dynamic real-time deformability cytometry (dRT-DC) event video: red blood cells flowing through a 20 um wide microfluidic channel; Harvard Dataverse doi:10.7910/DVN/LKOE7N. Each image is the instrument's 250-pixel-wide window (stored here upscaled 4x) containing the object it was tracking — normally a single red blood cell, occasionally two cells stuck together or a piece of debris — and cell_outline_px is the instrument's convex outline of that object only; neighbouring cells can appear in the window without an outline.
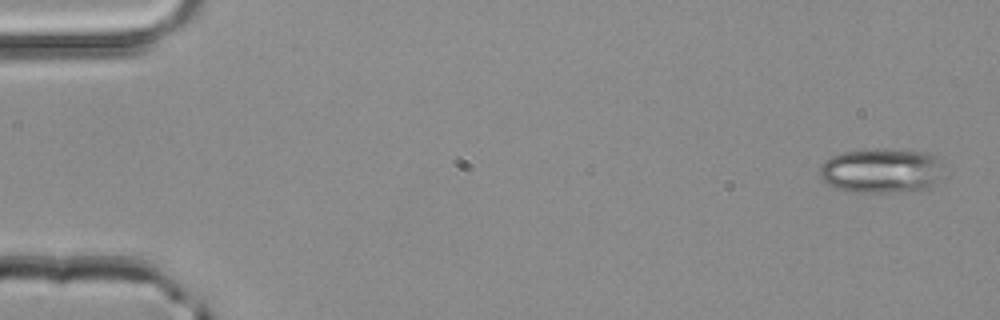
{"species": "common noctule bat (a hibernating species)", "species_latin": "Nyctalus noctula", "temperature_condition": "room temperature", "stored_images_in_passage": 4, "camera_frame_rate_fps": 3000, "um_per_image_px": 0.085, "animal": {"sex": "male", "body_mass_g": 20.4}, "frame": {"image": 1, "passage_image": 1, "time_ms": 0.0, "image_size_px": [1000, 320], "cell_outline_px": [[940, 176], [928, 188], [880, 192], [856, 192], [840, 188], [828, 184], [820, 176], [820, 164], [824, 160], [832, 156], [844, 152], [864, 148], [876, 148], [928, 152], [936, 156], [940, 160]], "centroid_in_image_um": [74.87, 14.46], "position_along_channel_um": 10.1, "area_um2": 31.96}}